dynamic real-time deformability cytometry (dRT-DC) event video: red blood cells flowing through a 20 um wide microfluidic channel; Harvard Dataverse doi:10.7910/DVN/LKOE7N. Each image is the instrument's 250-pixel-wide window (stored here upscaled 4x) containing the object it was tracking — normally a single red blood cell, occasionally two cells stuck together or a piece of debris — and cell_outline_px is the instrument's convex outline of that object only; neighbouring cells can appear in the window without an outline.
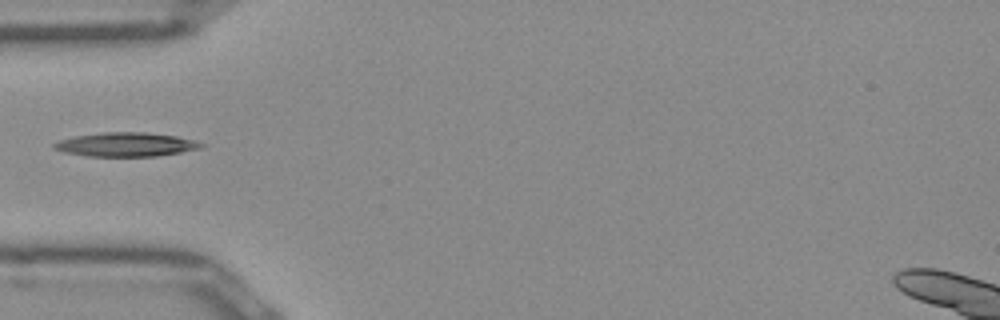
{"species": "Egyptian fruit bat (a non-hibernating species)", "species_latin": "Rousettus aegyptiacus", "temperature_condition": "room temperature", "stored_images_in_passage": 35, "camera_frame_rate_fps": 3000, "um_per_image_px": 0.085, "frame": {"image": 1, "passage_image": 1, "time_ms": 0.0, "image_size_px": [1000, 320], "cell_outline_px": [[208, 144], [200, 148], [180, 152], [156, 156], [88, 156], [64, 152], [52, 148], [52, 144], [60, 140], [76, 136], [104, 132], [144, 132], [176, 136]], "centroid_in_image_um": [10.7, 12.28], "position_along_channel_um": 74.3, "area_um2": 20.4}}
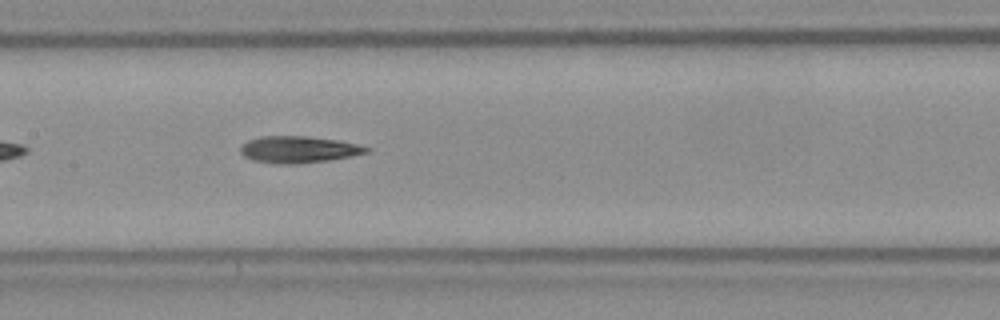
{"frame": {"image": 2, "passage_image": 9, "time_ms": 2.667, "image_size_px": [1000, 320], "cell_outline_px": [[372, 152], [352, 156], [328, 160], [296, 164], [280, 164], [252, 160], [244, 156], [240, 152], [240, 148], [248, 140], [260, 136], [304, 136], [336, 140], [356, 144], [372, 148]], "centroid_in_image_um": [25.4, 12.71], "position_along_channel_um": 182.0, "area_um2": 19.59}}
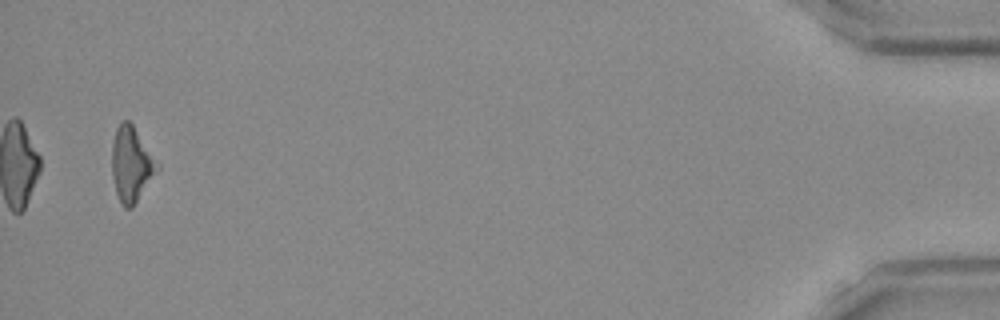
{"frame": {"image": 3, "passage_image": 34, "time_ms": 11.0, "image_size_px": [1000, 320], "cell_outline_px": [[160, 168], [132, 208], [124, 208], [120, 204], [116, 192], [112, 176], [112, 144], [116, 128], [120, 120], [128, 120], [132, 124], [160, 164]], "centroid_in_image_um": [11.17, 13.97], "position_along_channel_um": 424.0, "area_um2": 19.94}}